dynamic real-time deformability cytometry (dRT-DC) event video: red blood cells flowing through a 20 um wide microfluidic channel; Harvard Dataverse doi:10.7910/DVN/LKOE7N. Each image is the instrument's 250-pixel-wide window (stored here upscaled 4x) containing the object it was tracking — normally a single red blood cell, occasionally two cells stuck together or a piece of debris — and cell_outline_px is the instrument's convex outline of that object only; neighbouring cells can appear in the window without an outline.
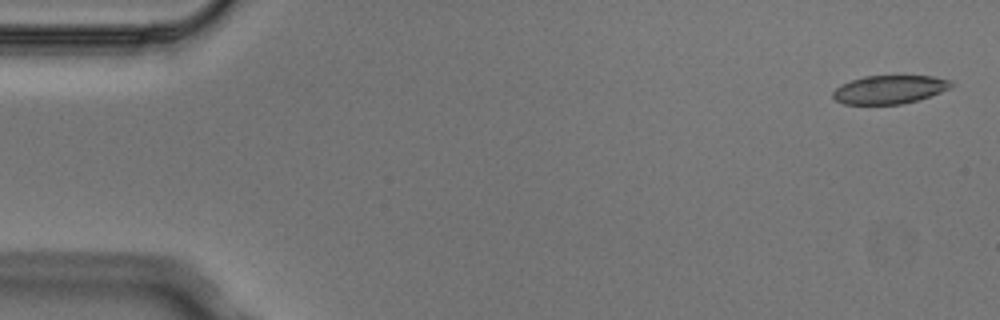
{"species": "Egyptian fruit bat (a non-hibernating species)", "species_latin": "Rousettus aegyptiacus", "temperature_condition": "cold", "stored_images_in_passage": 6, "camera_frame_rate_fps": 3000, "um_per_image_px": 0.085, "animal": {"sex": "male"}, "frame": {"image": 1, "passage_image": 1, "time_ms": 0.0, "image_size_px": [1000, 320], "cell_outline_px": [[956, 84], [940, 92], [916, 100], [900, 104], [844, 104], [836, 100], [832, 96], [832, 92], [840, 84], [864, 76], [932, 76], [948, 80]], "centroid_in_image_um": [75.56, 7.6], "position_along_channel_um": 9.4, "area_um2": 19.36}}
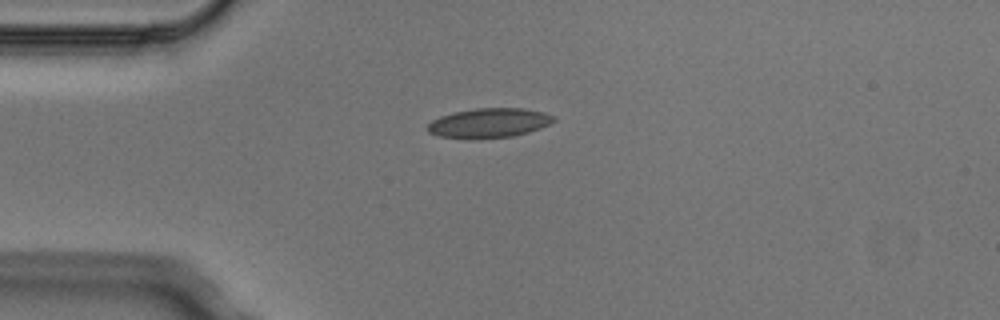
{"frame": {"image": 2, "passage_image": 4, "time_ms": 1.0, "image_size_px": [1000, 320], "cell_outline_px": [[556, 120], [540, 128], [528, 132], [512, 136], [472, 140], [468, 140], [440, 136], [428, 132], [424, 128], [432, 120], [440, 116], [452, 112], [476, 108], [524, 108], [544, 112], [556, 116]], "centroid_in_image_um": [41.53, 10.46], "position_along_channel_um": 43.5, "area_um2": 22.14}}
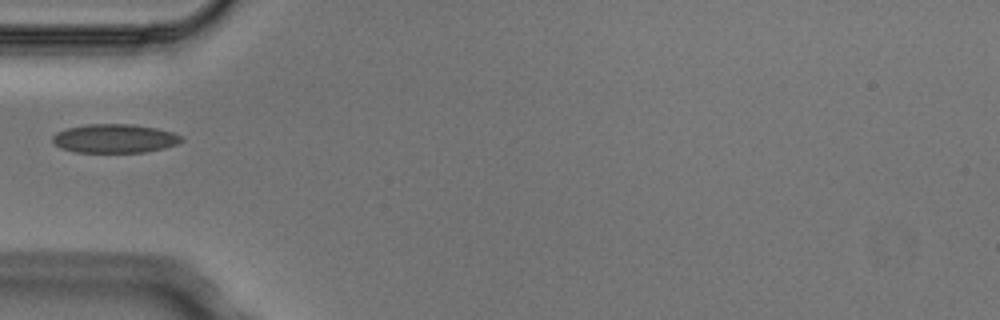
{"frame": {"image": 3, "passage_image": 5, "time_ms": 1.333, "image_size_px": [1000, 320], "cell_outline_px": [[184, 140], [176, 144], [164, 148], [144, 152], [76, 152], [60, 148], [52, 140], [52, 136], [56, 132], [68, 128], [88, 124], [132, 124], [156, 128], [172, 132], [180, 136]], "centroid_in_image_um": [9.73, 11.77], "position_along_channel_um": 75.3, "area_um2": 21.5}}